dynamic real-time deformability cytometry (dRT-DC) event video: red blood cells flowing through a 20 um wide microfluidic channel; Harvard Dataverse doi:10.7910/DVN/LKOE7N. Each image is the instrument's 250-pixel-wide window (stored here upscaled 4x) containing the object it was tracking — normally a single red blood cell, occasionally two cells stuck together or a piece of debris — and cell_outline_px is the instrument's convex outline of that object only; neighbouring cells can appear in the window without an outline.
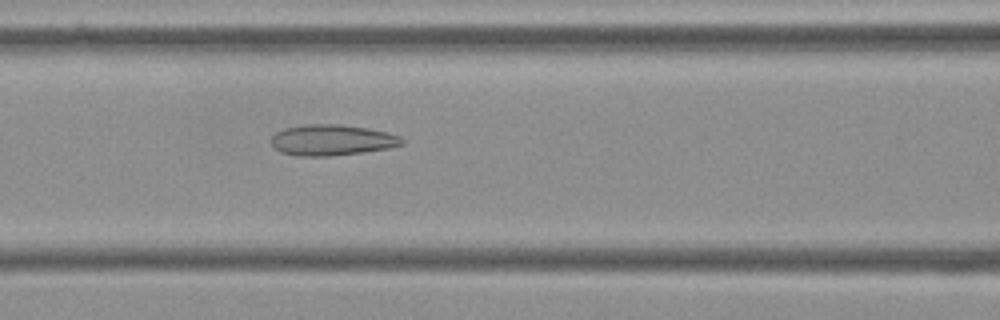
{"species": "Egyptian fruit bat (a non-hibernating species)", "species_latin": "Rousettus aegyptiacus", "temperature_condition": "cold", "stored_images_in_passage": 31, "camera_frame_rate_fps": 3000, "um_per_image_px": 0.085, "frame": {"image": 1, "passage_image": 9, "time_ms": 2.667, "image_size_px": [1000, 320], "cell_outline_px": [[404, 144], [388, 148], [364, 152], [332, 156], [296, 156], [280, 152], [272, 144], [272, 136], [276, 132], [284, 128], [308, 124], [340, 124], [368, 128], [388, 132], [400, 136], [404, 140]], "centroid_in_image_um": [28.23, 11.9], "position_along_channel_um": 138.4, "area_um2": 23.64}}
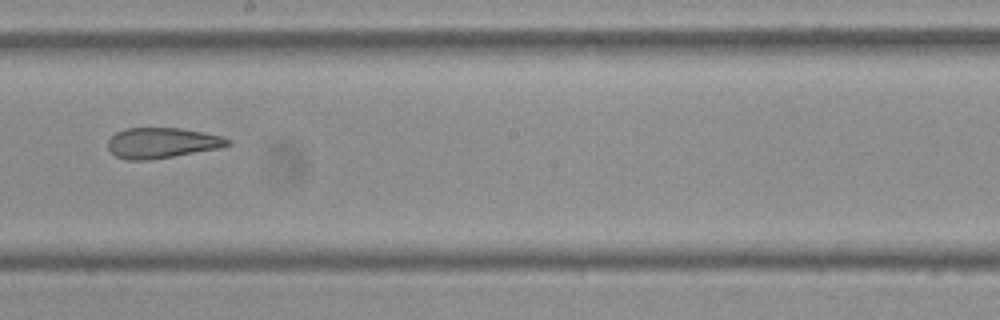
{"frame": {"image": 2, "passage_image": 17, "time_ms": 5.333, "image_size_px": [1000, 320], "cell_outline_px": [[232, 144], [220, 148], [148, 160], [128, 160], [116, 156], [108, 148], [108, 140], [116, 132], [124, 128], [180, 128], [220, 136], [232, 140]], "centroid_in_image_um": [13.76, 12.14], "position_along_channel_um": 234.4, "area_um2": 21.1}}
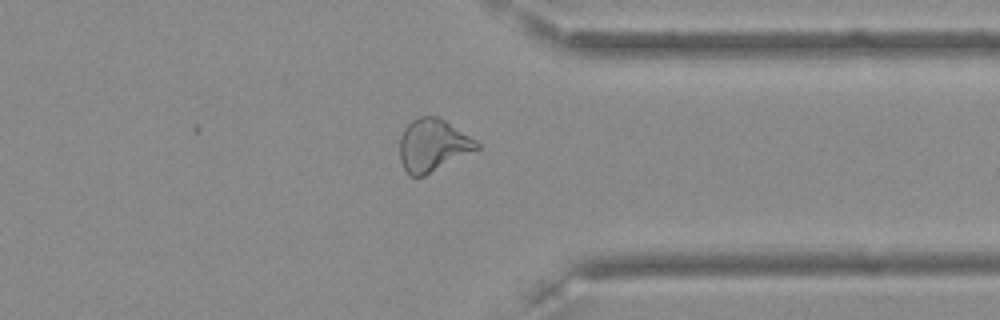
{"frame": {"image": 3, "passage_image": 29, "time_ms": 9.333, "image_size_px": [1000, 320], "cell_outline_px": [[480, 148], [424, 176], [408, 176], [400, 160], [400, 136], [404, 128], [412, 120], [420, 116], [436, 116], [444, 120], [476, 140], [480, 144]], "centroid_in_image_um": [36.77, 12.35], "position_along_channel_um": 374.6, "area_um2": 23.41}, "authors_computed_cell_mechanics": {"area_um2": 22.4842, "velocity_mm_per_s": 3.6056, "shape_relaxation_time_tau1_ms": null, "shape_relaxation_time_tau2_ms": 2.8684, "deformation_change_tau1": null, "deformation_change_tau2": 0.1037}}